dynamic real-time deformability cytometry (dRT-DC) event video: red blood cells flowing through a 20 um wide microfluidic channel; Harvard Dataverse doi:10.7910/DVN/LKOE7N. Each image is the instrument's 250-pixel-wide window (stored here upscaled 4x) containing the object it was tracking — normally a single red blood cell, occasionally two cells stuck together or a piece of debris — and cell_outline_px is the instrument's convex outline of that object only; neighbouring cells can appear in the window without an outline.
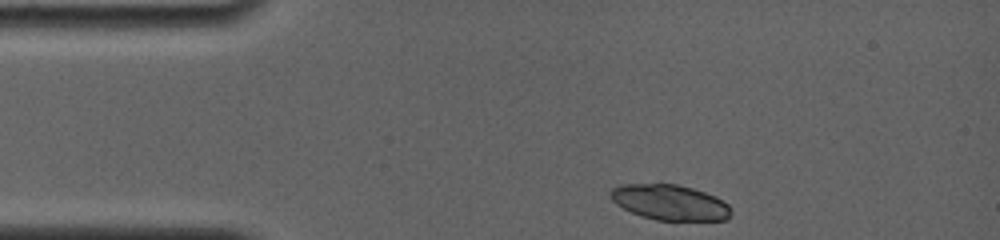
{"species": "common noctule bat (a hibernating species)", "species_latin": "Nyctalus noctula", "temperature_condition": "room temperature", "stored_images_in_passage": 4, "camera_frame_rate_fps": 4000, "um_per_image_px": 0.085, "animal": {"sex": "female", "body_mass_g": 19.0, "forearm_length_mm": 56.7}, "frame": {"image": 1, "passage_image": 1, "time_ms": 0.0, "image_size_px": [1000, 240], "cell_outline_px": [[732, 212], [724, 220], [656, 220], [632, 212], [616, 204], [612, 200], [612, 188], [620, 184], [676, 184], [692, 188], [716, 196], [728, 204], [732, 208]], "centroid_in_image_um": [56.97, 17.2], "position_along_channel_um": 28.0, "area_um2": 24.62}}